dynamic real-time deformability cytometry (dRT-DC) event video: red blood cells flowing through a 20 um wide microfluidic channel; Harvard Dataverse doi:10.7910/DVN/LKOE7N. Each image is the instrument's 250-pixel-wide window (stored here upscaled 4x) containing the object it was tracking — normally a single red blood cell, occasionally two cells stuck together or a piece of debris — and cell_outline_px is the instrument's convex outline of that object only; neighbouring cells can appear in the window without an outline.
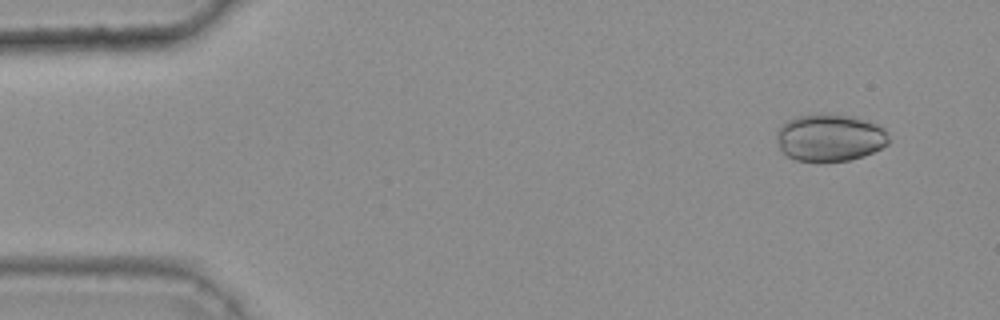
{"species": "common noctule bat (a hibernating species)", "species_latin": "Nyctalus noctula", "temperature_condition": "warm", "stored_images_in_passage": 43, "camera_frame_rate_fps": 3000, "um_per_image_px": 0.085, "animal": {"sex": "female", "body_mass_g": 25.1}, "frame": {"image": 1, "passage_image": 1, "time_ms": 0.0, "image_size_px": [1000, 320], "cell_outline_px": [[888, 144], [864, 156], [848, 160], [824, 164], [820, 164], [796, 160], [788, 156], [780, 148], [776, 136], [776, 132], [788, 120], [796, 116], [856, 116], [876, 124], [884, 128], [888, 136]], "centroid_in_image_um": [70.54, 11.76], "position_along_channel_um": 14.5, "area_um2": 30.75}}
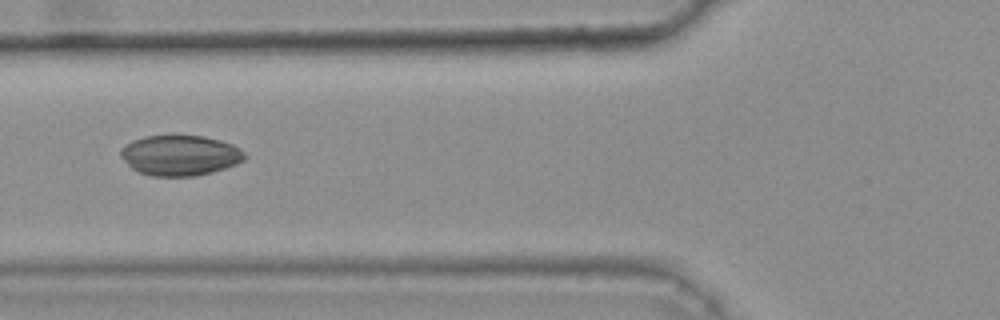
{"frame": {"image": 2, "passage_image": 17, "time_ms": 5.333, "image_size_px": [1000, 320], "cell_outline_px": [[248, 156], [244, 160], [236, 164], [212, 172], [196, 176], [152, 176], [140, 172], [132, 168], [120, 156], [120, 148], [124, 144], [132, 140], [144, 136], [172, 132], [204, 136], [220, 140], [232, 144], [240, 148]], "centroid_in_image_um": [15.29, 13.15], "position_along_channel_um": 110.5, "area_um2": 30.11}}
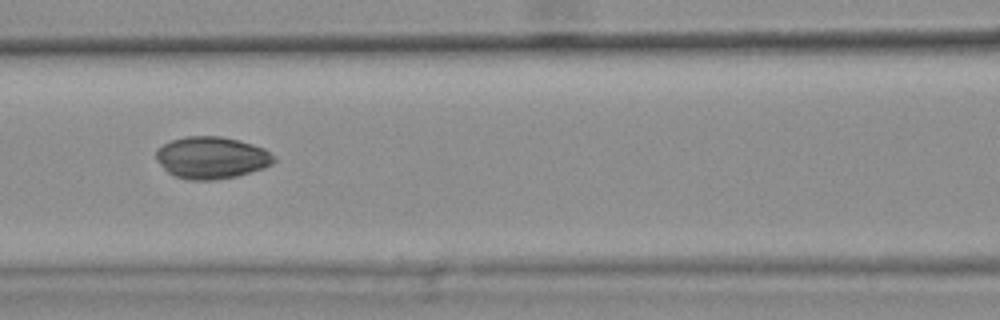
{"frame": {"image": 3, "passage_image": 20, "time_ms": 6.333, "image_size_px": [1000, 320], "cell_outline_px": [[276, 160], [272, 164], [264, 168], [236, 176], [216, 180], [188, 180], [176, 176], [168, 172], [156, 160], [156, 148], [172, 140], [184, 136], [220, 136], [252, 144], [264, 148], [276, 156]], "centroid_in_image_um": [17.99, 13.4], "position_along_channel_um": 148.6, "area_um2": 28.9}, "authors_computed_cell_mechanics": {"area_um2": 28.7844, "velocity_mm_per_s": 3.7969, "shape_relaxation_time_tau1_ms": null, "shape_relaxation_time_tau2_ms": 1.2268, "deformation_change_tau1": null, "deformation_change_tau2": 0.0331}}